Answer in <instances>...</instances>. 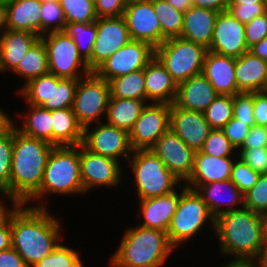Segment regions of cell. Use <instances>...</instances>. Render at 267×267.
I'll return each instance as SVG.
<instances>
[{"label":"cell","instance_id":"1","mask_svg":"<svg viewBox=\"0 0 267 267\" xmlns=\"http://www.w3.org/2000/svg\"><path fill=\"white\" fill-rule=\"evenodd\" d=\"M49 210L48 207L22 204L10 219L12 248L28 267L49 255L64 241L61 220Z\"/></svg>","mask_w":267,"mask_h":267},{"label":"cell","instance_id":"2","mask_svg":"<svg viewBox=\"0 0 267 267\" xmlns=\"http://www.w3.org/2000/svg\"><path fill=\"white\" fill-rule=\"evenodd\" d=\"M219 253L229 259L257 260L265 248L264 215L242 207L215 218Z\"/></svg>","mask_w":267,"mask_h":267},{"label":"cell","instance_id":"3","mask_svg":"<svg viewBox=\"0 0 267 267\" xmlns=\"http://www.w3.org/2000/svg\"><path fill=\"white\" fill-rule=\"evenodd\" d=\"M55 146L13 128L9 193L25 204L39 189L44 169Z\"/></svg>","mask_w":267,"mask_h":267},{"label":"cell","instance_id":"4","mask_svg":"<svg viewBox=\"0 0 267 267\" xmlns=\"http://www.w3.org/2000/svg\"><path fill=\"white\" fill-rule=\"evenodd\" d=\"M175 249L167 232L136 225L124 230L108 264L112 267H162Z\"/></svg>","mask_w":267,"mask_h":267},{"label":"cell","instance_id":"5","mask_svg":"<svg viewBox=\"0 0 267 267\" xmlns=\"http://www.w3.org/2000/svg\"><path fill=\"white\" fill-rule=\"evenodd\" d=\"M48 194L50 197L85 195L80 176V145L55 146L52 149L40 189L25 204L47 208L44 202L46 203L45 197H48Z\"/></svg>","mask_w":267,"mask_h":267},{"label":"cell","instance_id":"6","mask_svg":"<svg viewBox=\"0 0 267 267\" xmlns=\"http://www.w3.org/2000/svg\"><path fill=\"white\" fill-rule=\"evenodd\" d=\"M132 184L137 200L159 197L175 191L183 183L174 176L151 149L133 150L129 157Z\"/></svg>","mask_w":267,"mask_h":267},{"label":"cell","instance_id":"7","mask_svg":"<svg viewBox=\"0 0 267 267\" xmlns=\"http://www.w3.org/2000/svg\"><path fill=\"white\" fill-rule=\"evenodd\" d=\"M180 188L181 195L177 209L167 231L169 241L176 249L193 238L196 239L205 227H210L213 233L215 231V217L210 213L201 196L185 184Z\"/></svg>","mask_w":267,"mask_h":267},{"label":"cell","instance_id":"8","mask_svg":"<svg viewBox=\"0 0 267 267\" xmlns=\"http://www.w3.org/2000/svg\"><path fill=\"white\" fill-rule=\"evenodd\" d=\"M207 49L181 37L166 39L155 48V57L176 84L202 73Z\"/></svg>","mask_w":267,"mask_h":267},{"label":"cell","instance_id":"9","mask_svg":"<svg viewBox=\"0 0 267 267\" xmlns=\"http://www.w3.org/2000/svg\"><path fill=\"white\" fill-rule=\"evenodd\" d=\"M47 52L48 70L63 79H81L92 73L79 54L76 44L65 31L40 36Z\"/></svg>","mask_w":267,"mask_h":267},{"label":"cell","instance_id":"10","mask_svg":"<svg viewBox=\"0 0 267 267\" xmlns=\"http://www.w3.org/2000/svg\"><path fill=\"white\" fill-rule=\"evenodd\" d=\"M109 98V83L94 72L78 79L72 109L79 124L85 128L105 121Z\"/></svg>","mask_w":267,"mask_h":267},{"label":"cell","instance_id":"11","mask_svg":"<svg viewBox=\"0 0 267 267\" xmlns=\"http://www.w3.org/2000/svg\"><path fill=\"white\" fill-rule=\"evenodd\" d=\"M121 164L115 159L92 153L80 144V176L85 195L99 187L119 188L124 180V166Z\"/></svg>","mask_w":267,"mask_h":267},{"label":"cell","instance_id":"12","mask_svg":"<svg viewBox=\"0 0 267 267\" xmlns=\"http://www.w3.org/2000/svg\"><path fill=\"white\" fill-rule=\"evenodd\" d=\"M82 145L92 153L128 161L133 153L129 133L105 121L84 128ZM122 157V158H121Z\"/></svg>","mask_w":267,"mask_h":267},{"label":"cell","instance_id":"13","mask_svg":"<svg viewBox=\"0 0 267 267\" xmlns=\"http://www.w3.org/2000/svg\"><path fill=\"white\" fill-rule=\"evenodd\" d=\"M155 57V49L148 43L130 40L102 63L94 73L107 82L110 79L141 69Z\"/></svg>","mask_w":267,"mask_h":267},{"label":"cell","instance_id":"14","mask_svg":"<svg viewBox=\"0 0 267 267\" xmlns=\"http://www.w3.org/2000/svg\"><path fill=\"white\" fill-rule=\"evenodd\" d=\"M171 104L149 102L129 132L133 150L150 149L170 127Z\"/></svg>","mask_w":267,"mask_h":267},{"label":"cell","instance_id":"15","mask_svg":"<svg viewBox=\"0 0 267 267\" xmlns=\"http://www.w3.org/2000/svg\"><path fill=\"white\" fill-rule=\"evenodd\" d=\"M123 17L131 40L146 42L154 49L166 40L161 34L152 0H130Z\"/></svg>","mask_w":267,"mask_h":267},{"label":"cell","instance_id":"16","mask_svg":"<svg viewBox=\"0 0 267 267\" xmlns=\"http://www.w3.org/2000/svg\"><path fill=\"white\" fill-rule=\"evenodd\" d=\"M97 37L87 65L94 72L104 61L130 40L123 16L103 17L96 20Z\"/></svg>","mask_w":267,"mask_h":267},{"label":"cell","instance_id":"17","mask_svg":"<svg viewBox=\"0 0 267 267\" xmlns=\"http://www.w3.org/2000/svg\"><path fill=\"white\" fill-rule=\"evenodd\" d=\"M150 149L182 183L189 179L194 167L195 151L170 128Z\"/></svg>","mask_w":267,"mask_h":267},{"label":"cell","instance_id":"18","mask_svg":"<svg viewBox=\"0 0 267 267\" xmlns=\"http://www.w3.org/2000/svg\"><path fill=\"white\" fill-rule=\"evenodd\" d=\"M207 50L228 57H240L249 50L245 39V25L228 11L219 12Z\"/></svg>","mask_w":267,"mask_h":267},{"label":"cell","instance_id":"19","mask_svg":"<svg viewBox=\"0 0 267 267\" xmlns=\"http://www.w3.org/2000/svg\"><path fill=\"white\" fill-rule=\"evenodd\" d=\"M169 128L195 152L203 148L212 130L203 112L180 108L174 103L171 104Z\"/></svg>","mask_w":267,"mask_h":267},{"label":"cell","instance_id":"20","mask_svg":"<svg viewBox=\"0 0 267 267\" xmlns=\"http://www.w3.org/2000/svg\"><path fill=\"white\" fill-rule=\"evenodd\" d=\"M189 188L196 190L215 218L224 212L244 207V194L230 179L191 185Z\"/></svg>","mask_w":267,"mask_h":267},{"label":"cell","instance_id":"21","mask_svg":"<svg viewBox=\"0 0 267 267\" xmlns=\"http://www.w3.org/2000/svg\"><path fill=\"white\" fill-rule=\"evenodd\" d=\"M179 190L177 188L159 197L137 200L139 203L136 204L138 206L136 216H141L142 219L139 225L167 232L180 199L181 189Z\"/></svg>","mask_w":267,"mask_h":267},{"label":"cell","instance_id":"22","mask_svg":"<svg viewBox=\"0 0 267 267\" xmlns=\"http://www.w3.org/2000/svg\"><path fill=\"white\" fill-rule=\"evenodd\" d=\"M202 74L208 79L219 95L241 93L235 77V58L207 50L204 57Z\"/></svg>","mask_w":267,"mask_h":267},{"label":"cell","instance_id":"23","mask_svg":"<svg viewBox=\"0 0 267 267\" xmlns=\"http://www.w3.org/2000/svg\"><path fill=\"white\" fill-rule=\"evenodd\" d=\"M218 95L201 73L178 84L174 104L187 110L204 112Z\"/></svg>","mask_w":267,"mask_h":267},{"label":"cell","instance_id":"24","mask_svg":"<svg viewBox=\"0 0 267 267\" xmlns=\"http://www.w3.org/2000/svg\"><path fill=\"white\" fill-rule=\"evenodd\" d=\"M238 157H218L196 151L194 154V167L189 179L184 183L186 187L191 185H203L215 181L230 179L234 161Z\"/></svg>","mask_w":267,"mask_h":267},{"label":"cell","instance_id":"25","mask_svg":"<svg viewBox=\"0 0 267 267\" xmlns=\"http://www.w3.org/2000/svg\"><path fill=\"white\" fill-rule=\"evenodd\" d=\"M144 76L148 103H174L178 85L156 57L144 68Z\"/></svg>","mask_w":267,"mask_h":267},{"label":"cell","instance_id":"26","mask_svg":"<svg viewBox=\"0 0 267 267\" xmlns=\"http://www.w3.org/2000/svg\"><path fill=\"white\" fill-rule=\"evenodd\" d=\"M217 16V11L196 6L190 7L183 16V29L180 37L208 49Z\"/></svg>","mask_w":267,"mask_h":267},{"label":"cell","instance_id":"27","mask_svg":"<svg viewBox=\"0 0 267 267\" xmlns=\"http://www.w3.org/2000/svg\"><path fill=\"white\" fill-rule=\"evenodd\" d=\"M39 38L31 32L8 29L3 32L0 36V74H11Z\"/></svg>","mask_w":267,"mask_h":267},{"label":"cell","instance_id":"28","mask_svg":"<svg viewBox=\"0 0 267 267\" xmlns=\"http://www.w3.org/2000/svg\"><path fill=\"white\" fill-rule=\"evenodd\" d=\"M8 30L41 36V3L38 0H5Z\"/></svg>","mask_w":267,"mask_h":267},{"label":"cell","instance_id":"29","mask_svg":"<svg viewBox=\"0 0 267 267\" xmlns=\"http://www.w3.org/2000/svg\"><path fill=\"white\" fill-rule=\"evenodd\" d=\"M267 62L249 50L235 58V77L240 92H263Z\"/></svg>","mask_w":267,"mask_h":267},{"label":"cell","instance_id":"30","mask_svg":"<svg viewBox=\"0 0 267 267\" xmlns=\"http://www.w3.org/2000/svg\"><path fill=\"white\" fill-rule=\"evenodd\" d=\"M52 145L78 146L83 142L84 128L72 108L51 111Z\"/></svg>","mask_w":267,"mask_h":267},{"label":"cell","instance_id":"31","mask_svg":"<svg viewBox=\"0 0 267 267\" xmlns=\"http://www.w3.org/2000/svg\"><path fill=\"white\" fill-rule=\"evenodd\" d=\"M25 106V112L19 111L17 114V117L23 122L17 125L18 122L15 119V128L24 135L52 145L51 111L32 104Z\"/></svg>","mask_w":267,"mask_h":267},{"label":"cell","instance_id":"32","mask_svg":"<svg viewBox=\"0 0 267 267\" xmlns=\"http://www.w3.org/2000/svg\"><path fill=\"white\" fill-rule=\"evenodd\" d=\"M146 103L136 99L109 98L105 122L129 133Z\"/></svg>","mask_w":267,"mask_h":267},{"label":"cell","instance_id":"33","mask_svg":"<svg viewBox=\"0 0 267 267\" xmlns=\"http://www.w3.org/2000/svg\"><path fill=\"white\" fill-rule=\"evenodd\" d=\"M48 61L45 44L39 38L32 47L26 52L24 58L18 66L11 72L24 79V84L33 78H37L48 73Z\"/></svg>","mask_w":267,"mask_h":267},{"label":"cell","instance_id":"34","mask_svg":"<svg viewBox=\"0 0 267 267\" xmlns=\"http://www.w3.org/2000/svg\"><path fill=\"white\" fill-rule=\"evenodd\" d=\"M110 98L146 101L144 69L108 81Z\"/></svg>","mask_w":267,"mask_h":267},{"label":"cell","instance_id":"35","mask_svg":"<svg viewBox=\"0 0 267 267\" xmlns=\"http://www.w3.org/2000/svg\"><path fill=\"white\" fill-rule=\"evenodd\" d=\"M62 78L48 72L22 84L16 92L26 104L42 106L50 104L51 83H58Z\"/></svg>","mask_w":267,"mask_h":267},{"label":"cell","instance_id":"36","mask_svg":"<svg viewBox=\"0 0 267 267\" xmlns=\"http://www.w3.org/2000/svg\"><path fill=\"white\" fill-rule=\"evenodd\" d=\"M161 34L165 39L180 37L184 13L176 10L166 0H152Z\"/></svg>","mask_w":267,"mask_h":267},{"label":"cell","instance_id":"37","mask_svg":"<svg viewBox=\"0 0 267 267\" xmlns=\"http://www.w3.org/2000/svg\"><path fill=\"white\" fill-rule=\"evenodd\" d=\"M65 32L72 37L79 54L87 62L91 58L97 37L96 21L93 23H68Z\"/></svg>","mask_w":267,"mask_h":267},{"label":"cell","instance_id":"38","mask_svg":"<svg viewBox=\"0 0 267 267\" xmlns=\"http://www.w3.org/2000/svg\"><path fill=\"white\" fill-rule=\"evenodd\" d=\"M80 255L79 249L77 251L61 241L49 255L32 267H85Z\"/></svg>","mask_w":267,"mask_h":267},{"label":"cell","instance_id":"39","mask_svg":"<svg viewBox=\"0 0 267 267\" xmlns=\"http://www.w3.org/2000/svg\"><path fill=\"white\" fill-rule=\"evenodd\" d=\"M66 24L93 23L97 20L94 0H59Z\"/></svg>","mask_w":267,"mask_h":267},{"label":"cell","instance_id":"40","mask_svg":"<svg viewBox=\"0 0 267 267\" xmlns=\"http://www.w3.org/2000/svg\"><path fill=\"white\" fill-rule=\"evenodd\" d=\"M203 113L211 129L221 130L233 118V96L218 95Z\"/></svg>","mask_w":267,"mask_h":267},{"label":"cell","instance_id":"41","mask_svg":"<svg viewBox=\"0 0 267 267\" xmlns=\"http://www.w3.org/2000/svg\"><path fill=\"white\" fill-rule=\"evenodd\" d=\"M77 84L76 79L63 78L58 83H51L50 104L42 107L49 111L72 108Z\"/></svg>","mask_w":267,"mask_h":267},{"label":"cell","instance_id":"42","mask_svg":"<svg viewBox=\"0 0 267 267\" xmlns=\"http://www.w3.org/2000/svg\"><path fill=\"white\" fill-rule=\"evenodd\" d=\"M41 35L65 31L66 20L59 1L41 3Z\"/></svg>","mask_w":267,"mask_h":267},{"label":"cell","instance_id":"43","mask_svg":"<svg viewBox=\"0 0 267 267\" xmlns=\"http://www.w3.org/2000/svg\"><path fill=\"white\" fill-rule=\"evenodd\" d=\"M204 154L218 157H238V151L222 130L212 129L200 150Z\"/></svg>","mask_w":267,"mask_h":267},{"label":"cell","instance_id":"44","mask_svg":"<svg viewBox=\"0 0 267 267\" xmlns=\"http://www.w3.org/2000/svg\"><path fill=\"white\" fill-rule=\"evenodd\" d=\"M244 207L267 214V174H260L256 184L244 194Z\"/></svg>","mask_w":267,"mask_h":267},{"label":"cell","instance_id":"45","mask_svg":"<svg viewBox=\"0 0 267 267\" xmlns=\"http://www.w3.org/2000/svg\"><path fill=\"white\" fill-rule=\"evenodd\" d=\"M260 174L245 164L239 157L234 161L230 180L245 194L258 181Z\"/></svg>","mask_w":267,"mask_h":267},{"label":"cell","instance_id":"46","mask_svg":"<svg viewBox=\"0 0 267 267\" xmlns=\"http://www.w3.org/2000/svg\"><path fill=\"white\" fill-rule=\"evenodd\" d=\"M13 151V129L0 138V190L9 192L11 160Z\"/></svg>","mask_w":267,"mask_h":267},{"label":"cell","instance_id":"47","mask_svg":"<svg viewBox=\"0 0 267 267\" xmlns=\"http://www.w3.org/2000/svg\"><path fill=\"white\" fill-rule=\"evenodd\" d=\"M233 117L239 121L248 122L249 127L255 125L253 92H241L233 96Z\"/></svg>","mask_w":267,"mask_h":267},{"label":"cell","instance_id":"48","mask_svg":"<svg viewBox=\"0 0 267 267\" xmlns=\"http://www.w3.org/2000/svg\"><path fill=\"white\" fill-rule=\"evenodd\" d=\"M238 157L259 174H267V147L238 149Z\"/></svg>","mask_w":267,"mask_h":267},{"label":"cell","instance_id":"49","mask_svg":"<svg viewBox=\"0 0 267 267\" xmlns=\"http://www.w3.org/2000/svg\"><path fill=\"white\" fill-rule=\"evenodd\" d=\"M267 36V12L261 16L254 17L245 24V39L247 47L260 42Z\"/></svg>","mask_w":267,"mask_h":267},{"label":"cell","instance_id":"50","mask_svg":"<svg viewBox=\"0 0 267 267\" xmlns=\"http://www.w3.org/2000/svg\"><path fill=\"white\" fill-rule=\"evenodd\" d=\"M251 127L248 122H242L234 117L221 129L232 145L238 150L248 135Z\"/></svg>","mask_w":267,"mask_h":267},{"label":"cell","instance_id":"51","mask_svg":"<svg viewBox=\"0 0 267 267\" xmlns=\"http://www.w3.org/2000/svg\"><path fill=\"white\" fill-rule=\"evenodd\" d=\"M227 11L244 25L249 23L254 17L261 16L267 12L264 3L228 5Z\"/></svg>","mask_w":267,"mask_h":267},{"label":"cell","instance_id":"52","mask_svg":"<svg viewBox=\"0 0 267 267\" xmlns=\"http://www.w3.org/2000/svg\"><path fill=\"white\" fill-rule=\"evenodd\" d=\"M130 0H95L97 18L123 16Z\"/></svg>","mask_w":267,"mask_h":267},{"label":"cell","instance_id":"53","mask_svg":"<svg viewBox=\"0 0 267 267\" xmlns=\"http://www.w3.org/2000/svg\"><path fill=\"white\" fill-rule=\"evenodd\" d=\"M0 227L5 226L11 219L12 215L20 208L22 203L6 190H0ZM4 199V200H3ZM7 200V201H6ZM7 202L9 205L7 206Z\"/></svg>","mask_w":267,"mask_h":267},{"label":"cell","instance_id":"54","mask_svg":"<svg viewBox=\"0 0 267 267\" xmlns=\"http://www.w3.org/2000/svg\"><path fill=\"white\" fill-rule=\"evenodd\" d=\"M267 147V127L254 125L246 136L243 145L239 149H251Z\"/></svg>","mask_w":267,"mask_h":267},{"label":"cell","instance_id":"55","mask_svg":"<svg viewBox=\"0 0 267 267\" xmlns=\"http://www.w3.org/2000/svg\"><path fill=\"white\" fill-rule=\"evenodd\" d=\"M253 110L255 125L267 127V94L253 92Z\"/></svg>","mask_w":267,"mask_h":267},{"label":"cell","instance_id":"56","mask_svg":"<svg viewBox=\"0 0 267 267\" xmlns=\"http://www.w3.org/2000/svg\"><path fill=\"white\" fill-rule=\"evenodd\" d=\"M0 267H28L15 249L0 251Z\"/></svg>","mask_w":267,"mask_h":267},{"label":"cell","instance_id":"57","mask_svg":"<svg viewBox=\"0 0 267 267\" xmlns=\"http://www.w3.org/2000/svg\"><path fill=\"white\" fill-rule=\"evenodd\" d=\"M193 6L208 8L214 11L224 12L227 11L228 0H192Z\"/></svg>","mask_w":267,"mask_h":267},{"label":"cell","instance_id":"58","mask_svg":"<svg viewBox=\"0 0 267 267\" xmlns=\"http://www.w3.org/2000/svg\"><path fill=\"white\" fill-rule=\"evenodd\" d=\"M0 107V138L7 135L15 127V119Z\"/></svg>","mask_w":267,"mask_h":267},{"label":"cell","instance_id":"59","mask_svg":"<svg viewBox=\"0 0 267 267\" xmlns=\"http://www.w3.org/2000/svg\"><path fill=\"white\" fill-rule=\"evenodd\" d=\"M12 248V234L10 221L0 227V251Z\"/></svg>","mask_w":267,"mask_h":267},{"label":"cell","instance_id":"60","mask_svg":"<svg viewBox=\"0 0 267 267\" xmlns=\"http://www.w3.org/2000/svg\"><path fill=\"white\" fill-rule=\"evenodd\" d=\"M249 51L267 62V36L249 48Z\"/></svg>","mask_w":267,"mask_h":267},{"label":"cell","instance_id":"61","mask_svg":"<svg viewBox=\"0 0 267 267\" xmlns=\"http://www.w3.org/2000/svg\"><path fill=\"white\" fill-rule=\"evenodd\" d=\"M220 267H261L257 260H241V259H229L225 262V265Z\"/></svg>","mask_w":267,"mask_h":267},{"label":"cell","instance_id":"62","mask_svg":"<svg viewBox=\"0 0 267 267\" xmlns=\"http://www.w3.org/2000/svg\"><path fill=\"white\" fill-rule=\"evenodd\" d=\"M176 10L185 13L190 7L193 6L192 0H166Z\"/></svg>","mask_w":267,"mask_h":267},{"label":"cell","instance_id":"63","mask_svg":"<svg viewBox=\"0 0 267 267\" xmlns=\"http://www.w3.org/2000/svg\"><path fill=\"white\" fill-rule=\"evenodd\" d=\"M7 30L6 24V6L0 5V36Z\"/></svg>","mask_w":267,"mask_h":267},{"label":"cell","instance_id":"64","mask_svg":"<svg viewBox=\"0 0 267 267\" xmlns=\"http://www.w3.org/2000/svg\"><path fill=\"white\" fill-rule=\"evenodd\" d=\"M264 3L263 0H228V5H254Z\"/></svg>","mask_w":267,"mask_h":267},{"label":"cell","instance_id":"65","mask_svg":"<svg viewBox=\"0 0 267 267\" xmlns=\"http://www.w3.org/2000/svg\"><path fill=\"white\" fill-rule=\"evenodd\" d=\"M257 261L259 262L261 267H267V244L260 253V256L258 257Z\"/></svg>","mask_w":267,"mask_h":267},{"label":"cell","instance_id":"66","mask_svg":"<svg viewBox=\"0 0 267 267\" xmlns=\"http://www.w3.org/2000/svg\"><path fill=\"white\" fill-rule=\"evenodd\" d=\"M264 223H265V237L267 242V214L264 215Z\"/></svg>","mask_w":267,"mask_h":267},{"label":"cell","instance_id":"67","mask_svg":"<svg viewBox=\"0 0 267 267\" xmlns=\"http://www.w3.org/2000/svg\"><path fill=\"white\" fill-rule=\"evenodd\" d=\"M263 92H267V70H266V76H265V80H264V86H263Z\"/></svg>","mask_w":267,"mask_h":267},{"label":"cell","instance_id":"68","mask_svg":"<svg viewBox=\"0 0 267 267\" xmlns=\"http://www.w3.org/2000/svg\"><path fill=\"white\" fill-rule=\"evenodd\" d=\"M40 3H45V2H54V1H59V0H38Z\"/></svg>","mask_w":267,"mask_h":267},{"label":"cell","instance_id":"69","mask_svg":"<svg viewBox=\"0 0 267 267\" xmlns=\"http://www.w3.org/2000/svg\"><path fill=\"white\" fill-rule=\"evenodd\" d=\"M0 5H5V0H0Z\"/></svg>","mask_w":267,"mask_h":267},{"label":"cell","instance_id":"70","mask_svg":"<svg viewBox=\"0 0 267 267\" xmlns=\"http://www.w3.org/2000/svg\"><path fill=\"white\" fill-rule=\"evenodd\" d=\"M265 7H266V11H267V0H263Z\"/></svg>","mask_w":267,"mask_h":267}]
</instances>
